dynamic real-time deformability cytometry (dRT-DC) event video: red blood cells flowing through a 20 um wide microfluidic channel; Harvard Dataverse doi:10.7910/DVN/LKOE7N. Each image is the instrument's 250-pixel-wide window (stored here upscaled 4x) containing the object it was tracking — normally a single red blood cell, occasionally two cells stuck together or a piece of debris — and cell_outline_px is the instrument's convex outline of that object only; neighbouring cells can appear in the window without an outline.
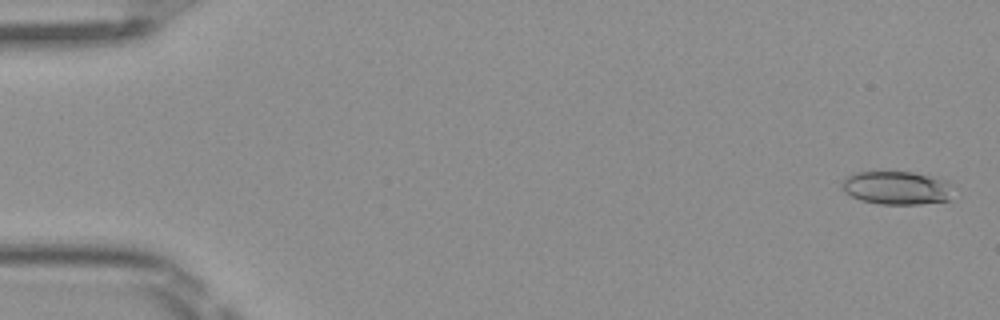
{"species": "Egyptian fruit bat (a non-hibernating species)", "species_latin": "Rousettus aegyptiacus", "temperature_condition": "room temperature", "stored_images_in_passage": 51, "camera_frame_rate_fps": 3000, "um_per_image_px": 0.085, "frame": {"image": 1, "passage_image": 2, "time_ms": 0.333, "image_size_px": [1000, 320], "cell_outline_px": [[948, 200], [920, 204], [880, 204], [860, 200], [844, 192], [840, 188], [844, 176], [856, 172], [912, 172], [948, 180]], "centroid_in_image_um": [76.11, 15.96], "position_along_channel_um": 8.9, "area_um2": 21.44}}
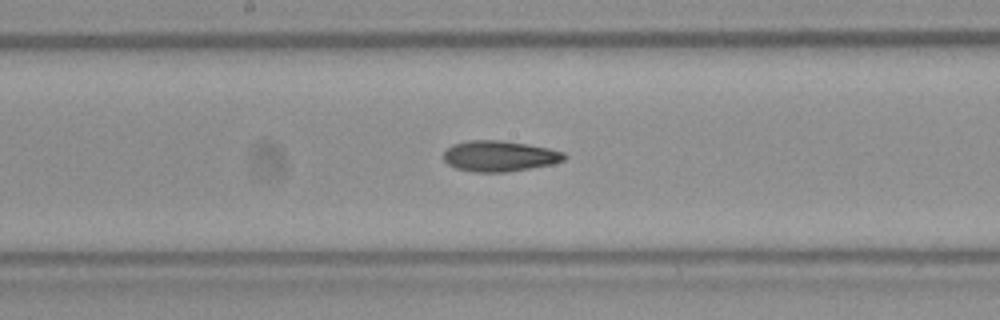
{"frame": {"image": 2, "passage_image": 27, "time_ms": 8.667, "image_size_px": [1000, 320], "cell_outline_px": [[568, 156], [564, 160], [552, 164], [504, 172], [476, 172], [456, 168], [448, 164], [444, 160], [444, 152], [452, 144], [468, 140], [504, 140], [528, 144], [548, 148], [564, 152]], "centroid_in_image_um": [42.46, 13.25], "position_along_channel_um": 205.7, "area_um2": 21.62}}
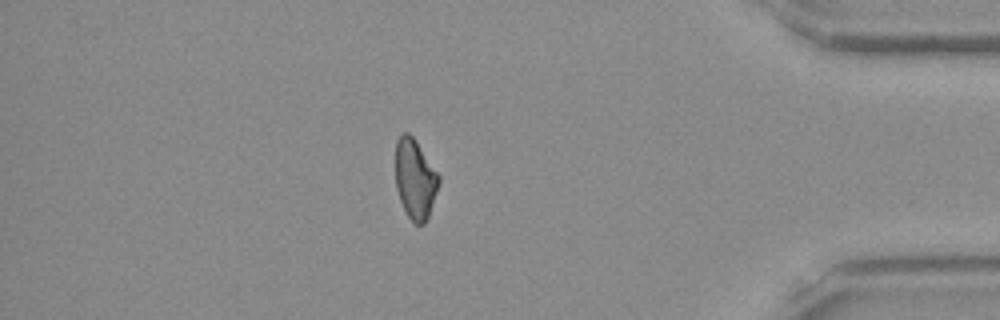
{"frame": {"image": 3, "passage_image": 44, "time_ms": 14.333, "image_size_px": [1000, 320], "cell_outline_px": [[440, 180], [428, 216], [424, 224], [416, 224], [408, 216], [400, 200], [396, 188], [396, 140], [404, 132], [408, 132], [416, 140], [440, 176]], "centroid_in_image_um": [35.28, 15.19], "position_along_channel_um": 399.9, "area_um2": 19.88}}